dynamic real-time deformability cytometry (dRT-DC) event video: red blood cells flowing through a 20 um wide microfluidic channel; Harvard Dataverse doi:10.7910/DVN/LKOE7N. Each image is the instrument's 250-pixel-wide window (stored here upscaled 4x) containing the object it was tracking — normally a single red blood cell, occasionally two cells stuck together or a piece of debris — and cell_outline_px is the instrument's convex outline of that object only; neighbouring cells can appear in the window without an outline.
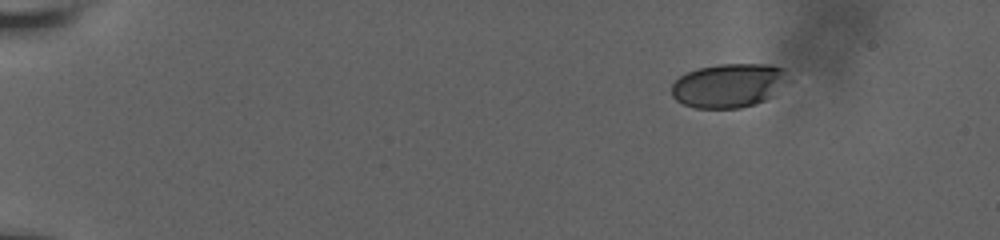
{"species": "human", "species_latin": "Homo sapiens", "temperature_condition": "room temperature", "stored_images_in_passage": 13, "camera_frame_rate_fps": 3000, "um_per_image_px": 0.085, "donor": {"sex": "male"}, "frame": {"image": 1, "passage_image": 1, "time_ms": 0.0, "image_size_px": [1000, 240], "cell_outline_px": [[792, 80], [764, 100], [756, 104], [740, 108], [696, 108], [684, 104], [676, 100], [672, 96], [672, 84], [680, 76], [688, 72], [700, 68], [716, 64], [768, 64], [784, 68]], "centroid_in_image_um": [61.98, 7.26], "position_along_channel_um": 23.0, "area_um2": 30.06}}